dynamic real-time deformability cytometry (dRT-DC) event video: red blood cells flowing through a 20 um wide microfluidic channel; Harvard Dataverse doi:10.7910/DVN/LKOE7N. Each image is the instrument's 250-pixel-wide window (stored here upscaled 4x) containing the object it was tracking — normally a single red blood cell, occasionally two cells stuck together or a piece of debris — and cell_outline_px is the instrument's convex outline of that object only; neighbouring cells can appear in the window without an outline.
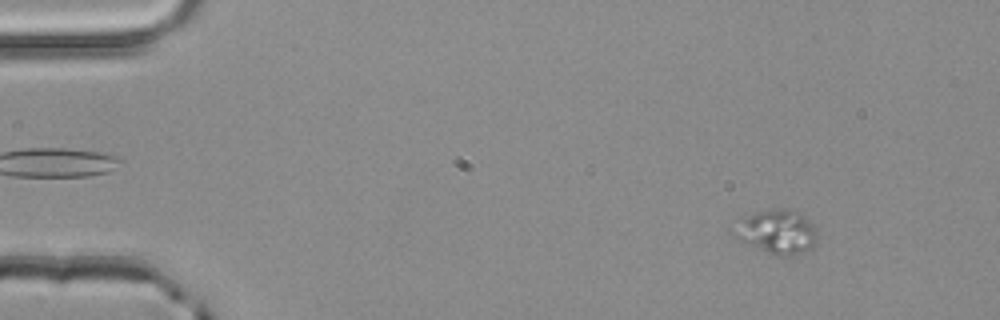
{"species": "common noctule bat (a hibernating species)", "species_latin": "Nyctalus noctula", "temperature_condition": "room temperature", "stored_images_in_passage": 54, "camera_frame_rate_fps": 3000, "um_per_image_px": 0.085, "animal": {"sex": "male", "body_mass_g": 20.4}, "frame": {"image": 1, "passage_image": 8, "time_ms": 2.333, "image_size_px": [1000, 320], "cell_outline_px": [[820, 236], [804, 252], [792, 256], [780, 256], [768, 252], [740, 240], [736, 236], [744, 220], [748, 216], [756, 212], [776, 208], [784, 208], [800, 212], [816, 228]], "centroid_in_image_um": [66.19, 19.7], "position_along_channel_um": 18.8, "area_um2": 20.46}}
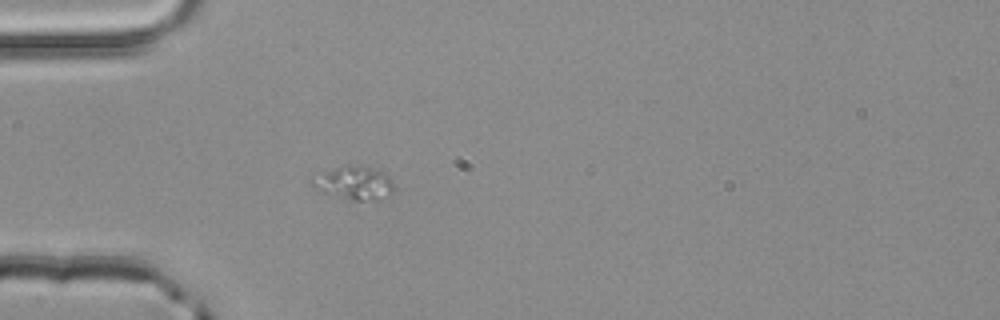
{"frame": {"image": 2, "passage_image": 18, "time_ms": 5.667, "image_size_px": [1000, 320], "cell_outline_px": [[396, 188], [392, 192], [376, 204], [348, 200], [324, 192], [316, 188], [308, 180], [344, 164], [368, 164], [384, 172], [392, 180]], "centroid_in_image_um": [30.22, 15.57], "position_along_channel_um": 54.8, "area_um2": 16.76}}